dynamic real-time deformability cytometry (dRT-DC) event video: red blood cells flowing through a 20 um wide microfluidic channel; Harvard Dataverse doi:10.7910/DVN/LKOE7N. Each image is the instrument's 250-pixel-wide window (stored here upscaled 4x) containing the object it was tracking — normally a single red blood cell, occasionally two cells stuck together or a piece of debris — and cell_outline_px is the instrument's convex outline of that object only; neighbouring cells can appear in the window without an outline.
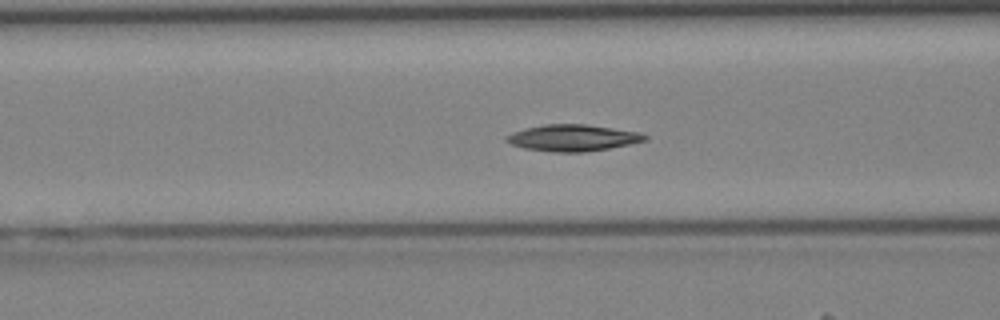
{"species": "Egyptian fruit bat (a non-hibernating species)", "species_latin": "Rousettus aegyptiacus", "temperature_condition": "cold", "stored_images_in_passage": 36, "camera_frame_rate_fps": 3000, "um_per_image_px": 0.085, "animal": {"sex": "female"}, "frame": {"image": 1, "passage_image": 17, "time_ms": 5.333, "image_size_px": [1000, 320], "cell_outline_px": [[648, 140], [608, 148], [584, 152], [556, 152], [524, 148], [512, 144], [504, 140], [504, 136], [512, 132], [524, 128], [544, 124], [584, 124], [640, 132], [648, 136]], "centroid_in_image_um": [48.65, 11.71], "position_along_channel_um": 117.9, "area_um2": 21.33}}
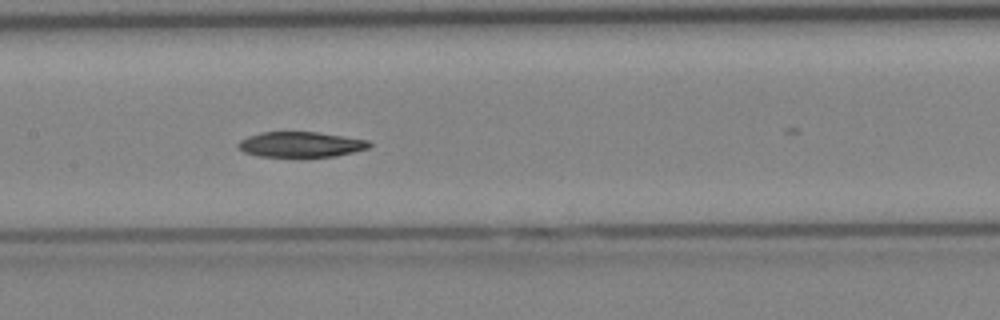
{"frame": {"image": 2, "passage_image": 21, "time_ms": 6.667, "image_size_px": [1000, 320], "cell_outline_px": [[372, 144], [368, 148], [336, 156], [256, 156], [244, 152], [236, 144], [240, 140], [248, 136], [260, 132], [316, 132], [344, 136], [368, 140]], "centroid_in_image_um": [25.54, 12.27], "position_along_channel_um": 181.9, "area_um2": 19.19}}
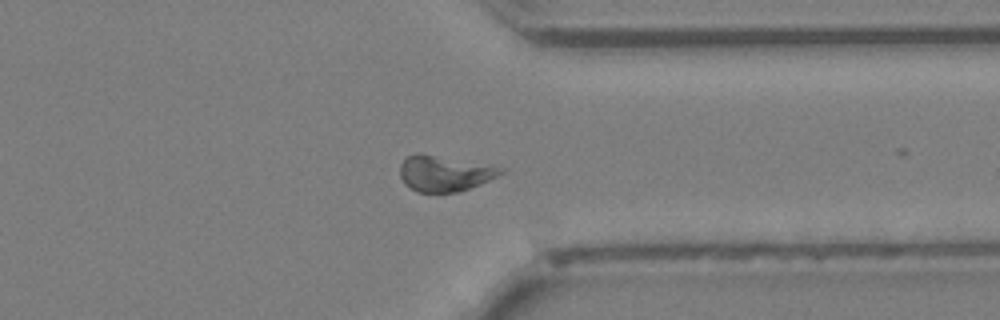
{"frame": {"image": 3, "passage_image": 33, "time_ms": 10.667, "image_size_px": [1000, 320], "cell_outline_px": [[504, 172], [480, 184], [456, 192], [416, 192], [404, 184], [400, 176], [400, 164], [408, 156], [416, 152], [420, 152], [504, 168]], "centroid_in_image_um": [37.72, 14.73], "position_along_channel_um": 373.7, "area_um2": 20.81}}